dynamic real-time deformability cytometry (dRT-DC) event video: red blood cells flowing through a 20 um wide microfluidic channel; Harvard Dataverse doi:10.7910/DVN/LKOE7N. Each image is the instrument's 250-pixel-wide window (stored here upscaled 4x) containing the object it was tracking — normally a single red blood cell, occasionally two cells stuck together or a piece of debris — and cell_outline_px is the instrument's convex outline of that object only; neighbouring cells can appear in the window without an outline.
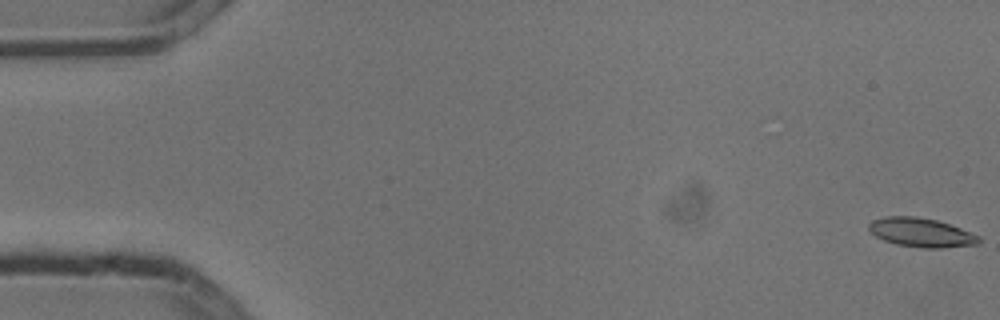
{"species": "common noctule bat (a hibernating species)", "species_latin": "Nyctalus noctula", "temperature_condition": "cold", "stored_images_in_passage": 6, "camera_frame_rate_fps": 3000, "um_per_image_px": 0.085, "animal": {"sex": "male", "body_mass_g": 13.3}, "frame": {"image": 1, "passage_image": 1, "time_ms": 0.0, "image_size_px": [1000, 320], "cell_outline_px": [[980, 244], [940, 248], [920, 248], [896, 244], [884, 240], [876, 236], [868, 228], [868, 224], [872, 220], [884, 216], [916, 216], [936, 220], [960, 228], [980, 236]], "centroid_in_image_um": [78.29, 19.76], "position_along_channel_um": 6.7, "area_um2": 18.61}}
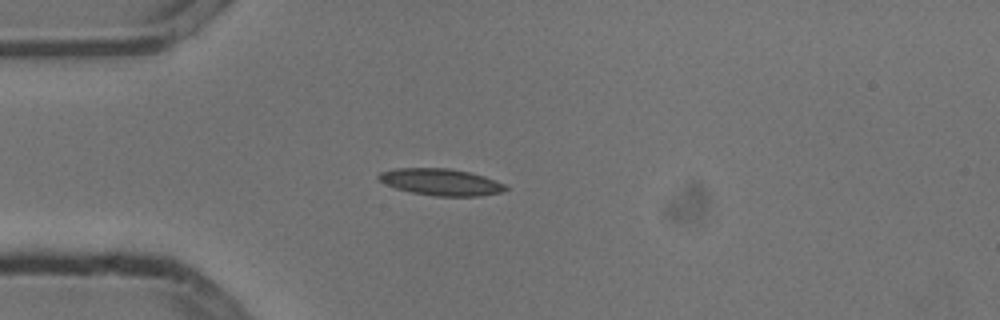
{"frame": {"image": 2, "passage_image": 5, "time_ms": 1.333, "image_size_px": [1000, 320], "cell_outline_px": [[508, 188], [500, 192], [480, 196], [436, 196], [412, 192], [396, 188], [380, 180], [376, 176], [380, 172], [396, 168], [448, 168], [468, 172], [484, 176], [504, 184]], "centroid_in_image_um": [37.47, 15.47], "position_along_channel_um": 47.5, "area_um2": 19.48}}